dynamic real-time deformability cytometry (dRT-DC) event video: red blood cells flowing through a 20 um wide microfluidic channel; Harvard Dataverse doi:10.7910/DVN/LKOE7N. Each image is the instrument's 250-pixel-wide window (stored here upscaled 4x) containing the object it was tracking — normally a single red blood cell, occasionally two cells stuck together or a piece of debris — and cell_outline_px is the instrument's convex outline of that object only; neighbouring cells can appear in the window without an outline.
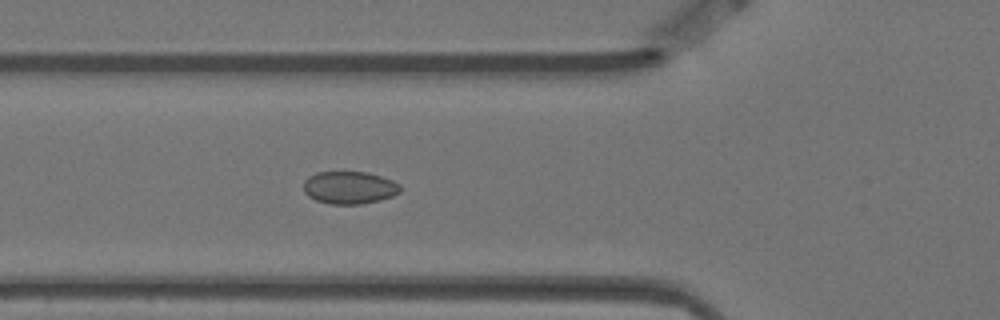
{"species": "Egyptian fruit bat (a non-hibernating species)", "species_latin": "Rousettus aegyptiacus", "temperature_condition": "warm", "stored_images_in_passage": 6, "camera_frame_rate_fps": 3000, "um_per_image_px": 0.085, "animal": {"sex": "female"}, "frame": {"image": 1, "passage_image": 6, "time_ms": 1.667, "image_size_px": [1000, 320], "cell_outline_px": [[400, 192], [392, 196], [380, 200], [360, 204], [328, 204], [316, 200], [308, 196], [304, 192], [304, 180], [308, 176], [316, 172], [368, 172], [392, 180], [400, 184]], "centroid_in_image_um": [29.68, 15.94], "position_along_channel_um": 96.1, "area_um2": 18.44}}